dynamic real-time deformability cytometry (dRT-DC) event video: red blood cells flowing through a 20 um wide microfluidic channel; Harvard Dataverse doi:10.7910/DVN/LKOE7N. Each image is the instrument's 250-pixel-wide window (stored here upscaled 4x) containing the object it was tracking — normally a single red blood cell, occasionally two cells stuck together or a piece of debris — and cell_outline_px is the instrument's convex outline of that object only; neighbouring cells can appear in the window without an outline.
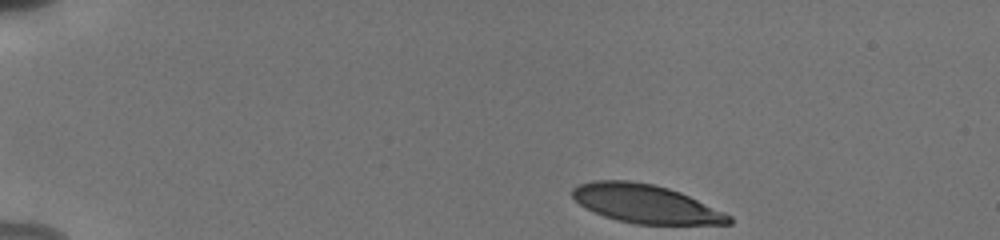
{"species": "human", "species_latin": "Homo sapiens", "temperature_condition": "cold", "stored_images_in_passage": 17, "camera_frame_rate_fps": 3000, "um_per_image_px": 0.085, "donor": {"sex": "male"}, "frame": {"image": 1, "passage_image": 1, "time_ms": 0.0, "image_size_px": [1000, 240], "cell_outline_px": [[732, 224], [636, 224], [616, 220], [604, 216], [580, 204], [572, 196], [572, 188], [580, 184], [596, 180], [628, 180], [652, 184], [668, 188], [680, 192], [724, 212], [732, 216]], "centroid_in_image_um": [54.89, 17.32], "position_along_channel_um": 30.1, "area_um2": 34.8}}
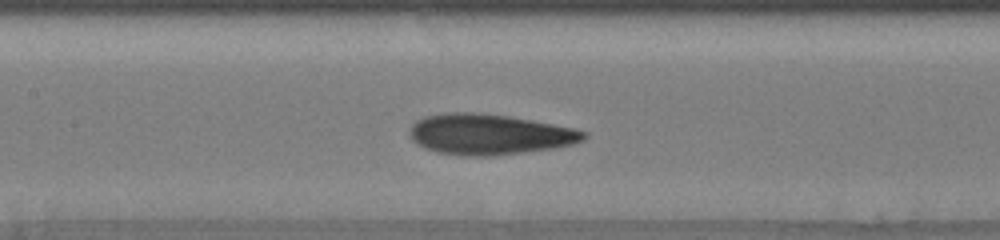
{"frame": {"image": 2, "passage_image": 13, "time_ms": 6.0, "image_size_px": [1000, 240], "cell_outline_px": [[588, 136], [584, 140], [572, 144], [552, 148], [492, 156], [468, 156], [436, 152], [424, 148], [412, 140], [408, 132], [412, 124], [416, 120], [424, 116], [448, 112], [476, 112], [508, 116], [532, 120], [572, 128], [588, 132]], "centroid_in_image_um": [41.55, 11.41], "position_along_channel_um": 165.8, "area_um2": 41.21}}
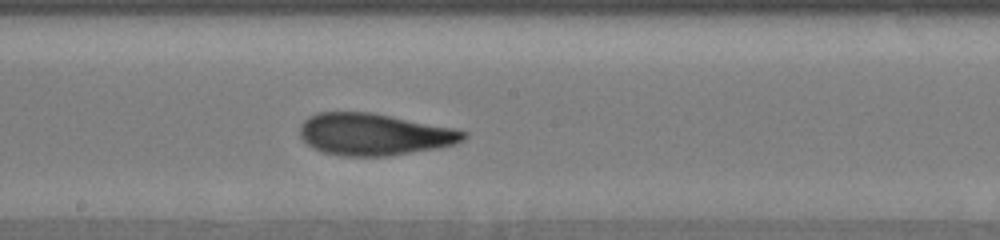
{"frame": {"image": 3, "passage_image": 17, "time_ms": 7.333, "image_size_px": [1000, 240], "cell_outline_px": [[468, 136], [464, 140], [456, 144], [436, 148], [388, 156], [340, 156], [324, 152], [312, 148], [300, 136], [300, 124], [308, 116], [316, 112], [372, 112], [452, 128], [468, 132]], "centroid_in_image_um": [31.78, 11.42], "position_along_channel_um": 216.4, "area_um2": 40.0}}